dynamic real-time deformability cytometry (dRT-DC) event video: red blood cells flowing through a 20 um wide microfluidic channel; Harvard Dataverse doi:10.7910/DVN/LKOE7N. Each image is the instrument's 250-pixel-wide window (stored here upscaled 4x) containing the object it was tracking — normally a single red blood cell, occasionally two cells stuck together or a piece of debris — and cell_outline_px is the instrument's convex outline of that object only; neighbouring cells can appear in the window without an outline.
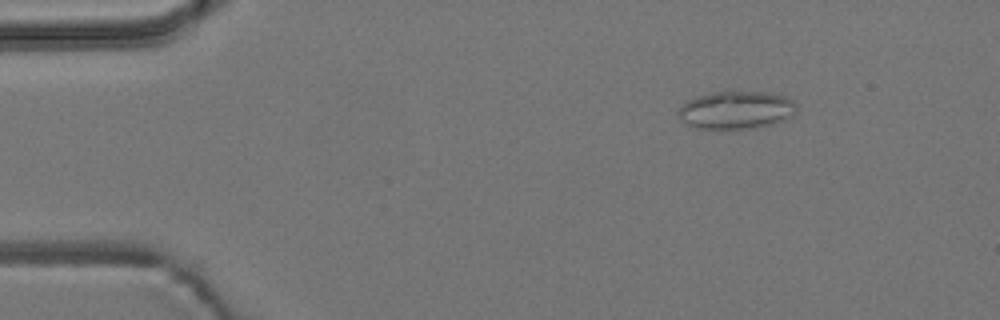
{"species": "common noctule bat (a hibernating species)", "species_latin": "Nyctalus noctula", "temperature_condition": "room temperature", "stored_images_in_passage": 5, "camera_frame_rate_fps": 3000, "um_per_image_px": 0.085, "animal": {"sex": "male", "body_mass_g": 19.2, "forearm_length_mm": 51.8}, "frame": {"image": 1, "passage_image": 3, "time_ms": 0.667, "image_size_px": [1000, 320], "cell_outline_px": [[796, 112], [792, 116], [784, 120], [772, 124], [752, 128], [696, 128], [688, 124], [676, 112], [688, 100], [696, 96], [728, 88], [768, 92], [784, 96], [792, 100], [796, 104]], "centroid_in_image_um": [62.6, 9.29], "position_along_channel_um": 22.4, "area_um2": 26.59}}